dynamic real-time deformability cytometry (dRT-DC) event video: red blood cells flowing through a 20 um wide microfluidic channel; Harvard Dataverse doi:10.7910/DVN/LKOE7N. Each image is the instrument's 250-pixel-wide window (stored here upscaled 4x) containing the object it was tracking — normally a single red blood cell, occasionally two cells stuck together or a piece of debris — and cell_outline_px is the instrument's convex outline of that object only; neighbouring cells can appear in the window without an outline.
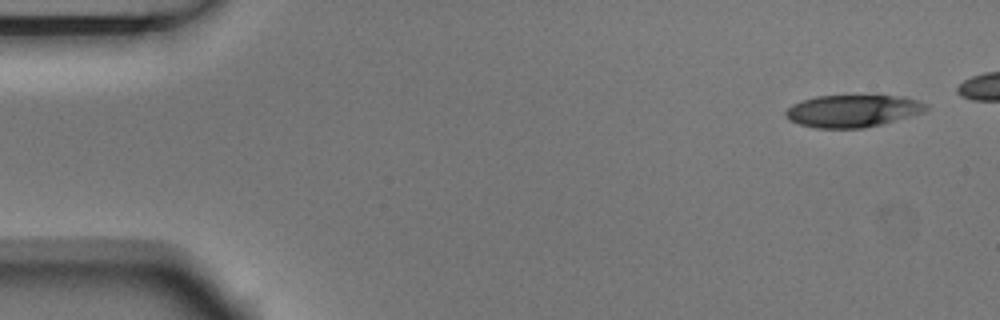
{"species": "Egyptian fruit bat (a non-hibernating species)", "species_latin": "Rousettus aegyptiacus", "temperature_condition": "room temperature", "stored_images_in_passage": 6, "camera_frame_rate_fps": 3000, "um_per_image_px": 0.085, "animal": {"sex": "male"}, "frame": {"image": 1, "passage_image": 1, "time_ms": 0.0, "image_size_px": [1000, 320], "cell_outline_px": [[928, 108], [924, 112], [880, 124], [864, 128], [816, 128], [800, 124], [788, 120], [784, 116], [784, 112], [792, 104], [816, 96], [904, 96], [928, 104]], "centroid_in_image_um": [72.45, 9.43], "position_along_channel_um": 12.5, "area_um2": 26.24}}
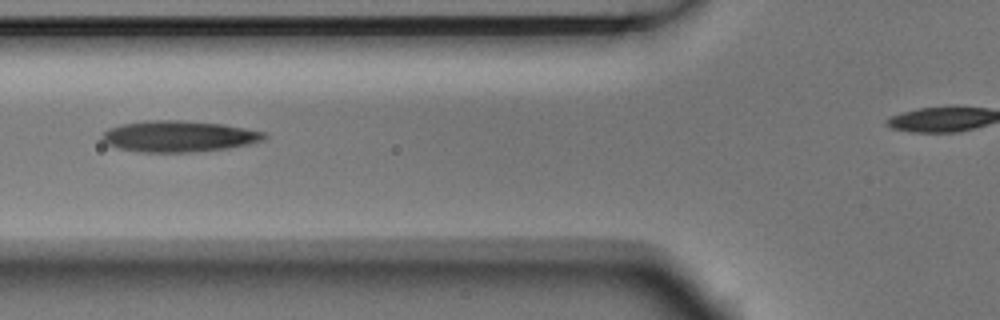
{"frame": {"image": 2, "passage_image": 6, "time_ms": 1.667, "image_size_px": [1000, 320], "cell_outline_px": [[268, 136], [264, 140], [248, 144], [228, 148], [192, 152], [140, 152], [116, 148], [108, 144], [100, 136], [108, 128], [124, 124], [144, 120], [180, 120], [224, 124], [264, 132]], "centroid_in_image_um": [15.19, 11.58], "position_along_channel_um": 110.6, "area_um2": 29.48}}